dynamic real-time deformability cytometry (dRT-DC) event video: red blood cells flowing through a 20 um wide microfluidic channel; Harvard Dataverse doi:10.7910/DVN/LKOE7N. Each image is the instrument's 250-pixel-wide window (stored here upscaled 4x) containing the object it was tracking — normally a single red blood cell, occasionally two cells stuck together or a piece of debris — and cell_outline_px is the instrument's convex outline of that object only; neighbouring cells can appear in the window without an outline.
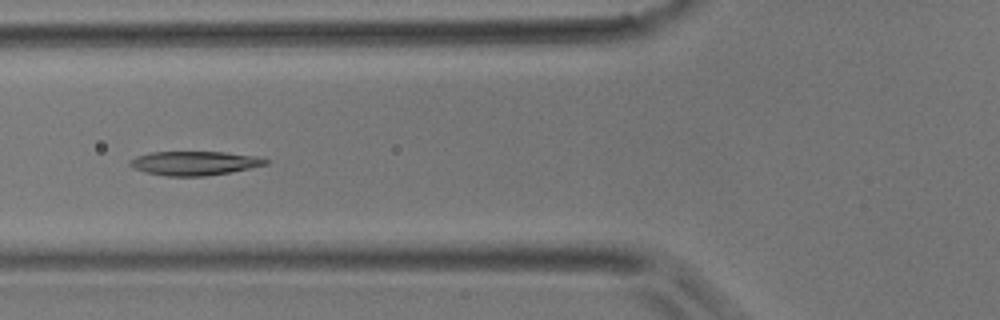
{"species": "common noctule bat (a hibernating species)", "species_latin": "Nyctalus noctula", "temperature_condition": "room temperature", "stored_images_in_passage": 3, "camera_frame_rate_fps": 3000, "um_per_image_px": 0.085, "animal": {"sex": "male", "body_mass_g": 17.9}, "frame": {"image": 1, "passage_image": 3, "time_ms": 0.667, "image_size_px": [1000, 320], "cell_outline_px": [[268, 164], [228, 172], [204, 176], [168, 176], [144, 172], [128, 164], [128, 160], [136, 156], [152, 152], [224, 152], [264, 156], [268, 160]], "centroid_in_image_um": [16.55, 13.86], "position_along_channel_um": 109.2, "area_um2": 19.02}}